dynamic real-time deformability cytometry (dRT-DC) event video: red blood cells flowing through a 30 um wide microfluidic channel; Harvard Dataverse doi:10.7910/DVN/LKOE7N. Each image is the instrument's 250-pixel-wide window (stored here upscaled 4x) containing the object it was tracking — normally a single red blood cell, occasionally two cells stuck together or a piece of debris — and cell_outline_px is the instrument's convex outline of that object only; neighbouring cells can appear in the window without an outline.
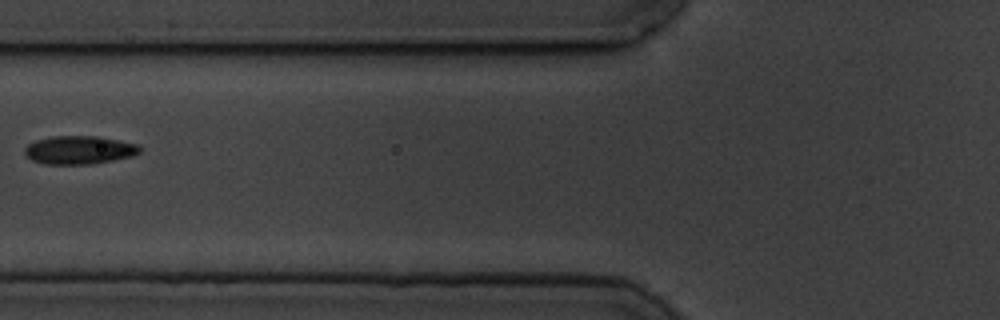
{"species": "common noctule bat (a hibernating species)", "species_latin": "Nyctalus noctula", "temperature_condition": "cold", "stored_images_in_passage": 3, "camera_frame_rate_fps": 3000, "um_per_image_px": 0.085, "animal": {"sex": "male", "body_mass_g": 19.5, "forearm_length_mm": 54.6}, "frame": {"image": 1, "passage_image": 3, "time_ms": 2.333, "image_size_px": [1000, 320], "cell_outline_px": [[140, 152], [132, 156], [112, 160], [88, 164], [44, 164], [32, 160], [24, 152], [24, 148], [28, 144], [36, 140], [52, 136], [100, 136], [140, 144]], "centroid_in_image_um": [6.75, 12.74], "position_along_channel_um": 119.1, "area_um2": 19.02}}